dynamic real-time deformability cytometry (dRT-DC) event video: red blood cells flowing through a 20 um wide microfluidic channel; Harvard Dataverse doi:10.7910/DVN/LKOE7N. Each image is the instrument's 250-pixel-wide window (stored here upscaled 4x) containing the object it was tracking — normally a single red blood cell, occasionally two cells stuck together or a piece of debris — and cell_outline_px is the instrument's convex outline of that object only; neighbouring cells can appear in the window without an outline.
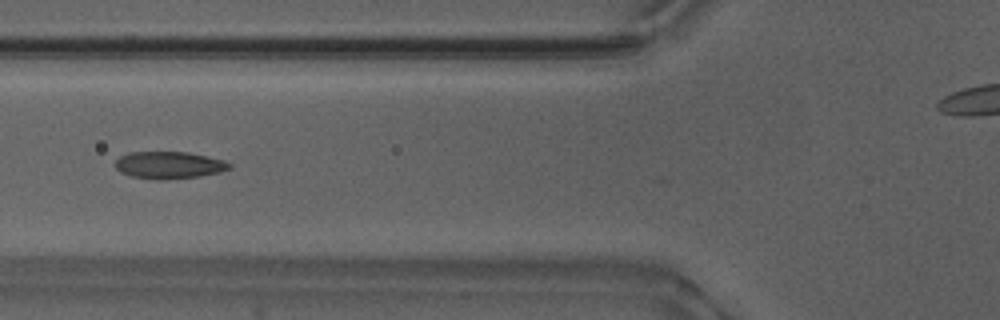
{"species": "Egyptian fruit bat (a non-hibernating species)", "species_latin": "Rousettus aegyptiacus", "temperature_condition": "warm", "stored_images_in_passage": 10, "camera_frame_rate_fps": 3000, "um_per_image_px": 0.085, "animal": {"sex": "male"}, "frame": {"image": 1, "passage_image": 4, "time_ms": 1.0, "image_size_px": [1000, 320], "cell_outline_px": [[232, 168], [220, 172], [200, 176], [160, 180], [132, 176], [120, 172], [116, 168], [116, 160], [120, 156], [128, 152], [188, 152], [224, 160], [232, 164]], "centroid_in_image_um": [14.39, 14.03], "position_along_channel_um": 111.4, "area_um2": 18.03}}